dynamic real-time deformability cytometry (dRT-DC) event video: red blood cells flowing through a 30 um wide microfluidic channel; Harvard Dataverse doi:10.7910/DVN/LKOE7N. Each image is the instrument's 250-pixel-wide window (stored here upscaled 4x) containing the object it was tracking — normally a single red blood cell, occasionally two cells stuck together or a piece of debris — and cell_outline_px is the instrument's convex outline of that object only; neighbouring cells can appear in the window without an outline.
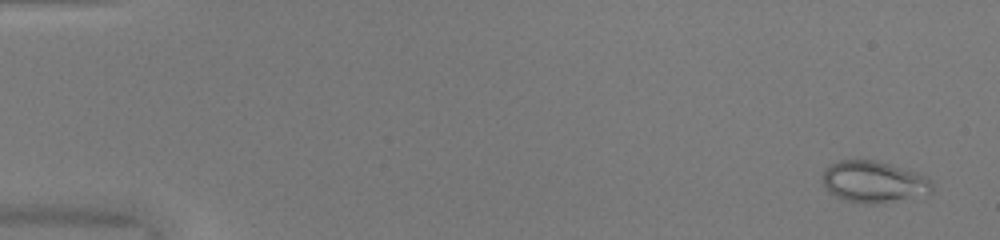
{"species": "common noctule bat (a hibernating species)", "species_latin": "Nyctalus noctula", "temperature_condition": "warm", "stored_images_in_passage": 52, "camera_frame_rate_fps": 3000, "um_per_image_px": 0.085, "animal": {"sex": "female", "body_mass_g": 20.0, "forearm_length_mm": 54.0}, "frame": {"image": 1, "passage_image": 3, "time_ms": 0.667, "image_size_px": [1000, 240], "cell_outline_px": [[932, 192], [872, 204], [868, 204], [844, 200], [828, 192], [824, 184], [824, 168], [840, 160], [876, 160], [924, 176], [932, 184]], "centroid_in_image_um": [74.18, 15.44], "position_along_channel_um": 10.8, "area_um2": 25.61}}
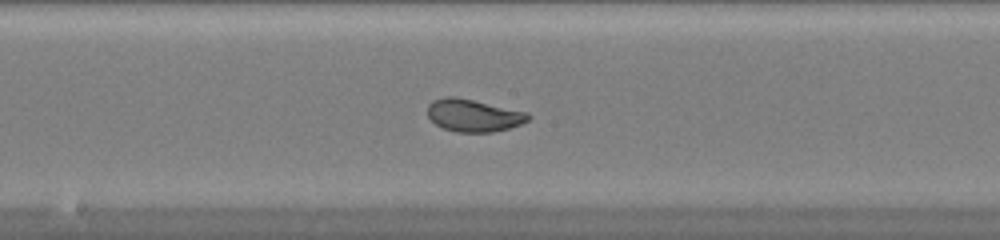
{"frame": {"image": 2, "passage_image": 29, "time_ms": 9.333, "image_size_px": [1000, 240], "cell_outline_px": [[532, 116], [528, 120], [520, 124], [508, 128], [492, 132], [456, 132], [444, 128], [436, 124], [428, 116], [428, 104], [432, 100], [444, 96], [456, 96], [528, 112]], "centroid_in_image_um": [40.24, 9.79], "position_along_channel_um": 208.0, "area_um2": 19.07}}
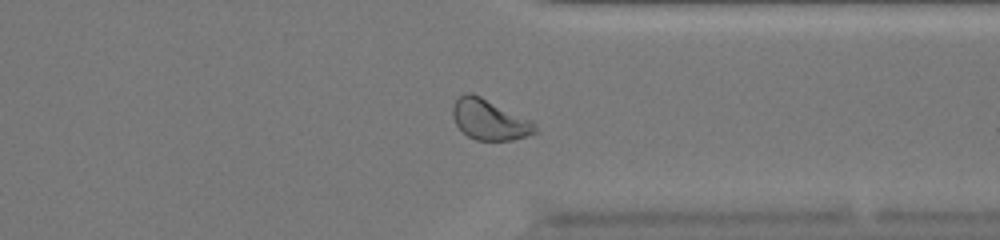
{"frame": {"image": 3, "passage_image": 41, "time_ms": 13.333, "image_size_px": [1000, 240], "cell_outline_px": [[540, 132], [512, 140], [476, 140], [468, 136], [456, 124], [452, 116], [452, 104], [464, 92], [472, 92], [532, 120], [536, 124]], "centroid_in_image_um": [41.63, 10.16], "position_along_channel_um": 369.8, "area_um2": 19.65}, "authors_computed_cell_mechanics": {"area_um2": 21.7039, "velocity_mm_per_s": 4.0581, "shape_relaxation_time_tau1_ms": 2.9343, "shape_relaxation_time_tau2_ms": 0.4735, "deformation_change_tau1": 0.1184, "deformation_change_tau2": 0.0527}}